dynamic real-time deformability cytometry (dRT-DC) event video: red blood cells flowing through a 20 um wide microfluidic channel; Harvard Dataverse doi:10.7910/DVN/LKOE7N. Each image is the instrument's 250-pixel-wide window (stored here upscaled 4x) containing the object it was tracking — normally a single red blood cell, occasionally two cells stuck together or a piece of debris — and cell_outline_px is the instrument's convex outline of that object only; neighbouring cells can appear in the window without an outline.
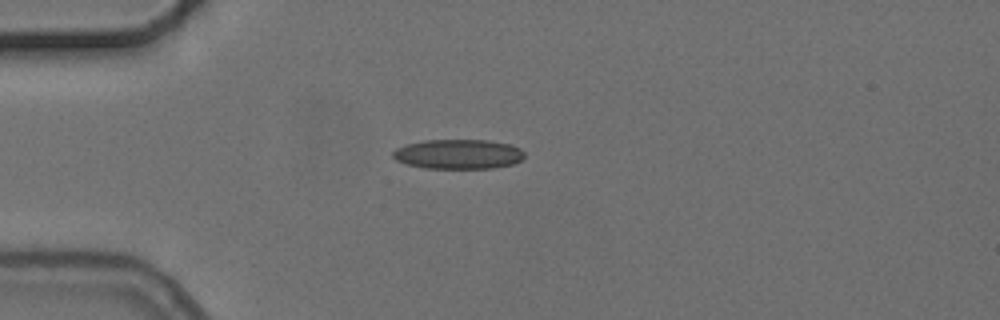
{"species": "common noctule bat (a hibernating species)", "species_latin": "Nyctalus noctula", "temperature_condition": "cold", "stored_images_in_passage": 8, "camera_frame_rate_fps": 3000, "um_per_image_px": 0.085, "animal": {"sex": "female", "body_mass_g": 24.6, "forearm_length_mm": 56.2}, "frame": {"image": 1, "passage_image": 4, "time_ms": 4.667, "image_size_px": [1000, 320], "cell_outline_px": [[524, 156], [520, 160], [512, 164], [492, 168], [424, 168], [408, 164], [396, 160], [392, 156], [392, 152], [396, 148], [408, 144], [424, 140], [488, 140], [512, 144], [520, 148], [524, 152]], "centroid_in_image_um": [38.97, 13.09], "position_along_channel_um": 46.0, "area_um2": 22.72}}
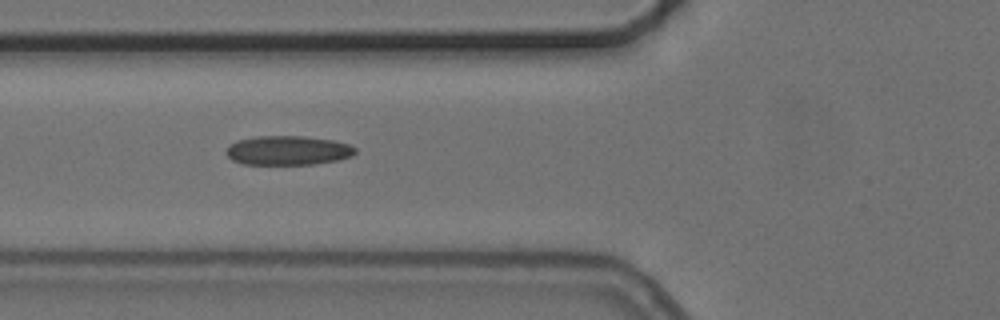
{"frame": {"image": 2, "passage_image": 6, "time_ms": 6.667, "image_size_px": [1000, 320], "cell_outline_px": [[356, 152], [352, 156], [340, 160], [316, 164], [240, 164], [232, 160], [224, 152], [228, 144], [236, 140], [256, 136], [304, 136], [332, 140], [348, 144], [356, 148]], "centroid_in_image_um": [24.44, 12.79], "position_along_channel_um": 101.4, "area_um2": 22.31}}
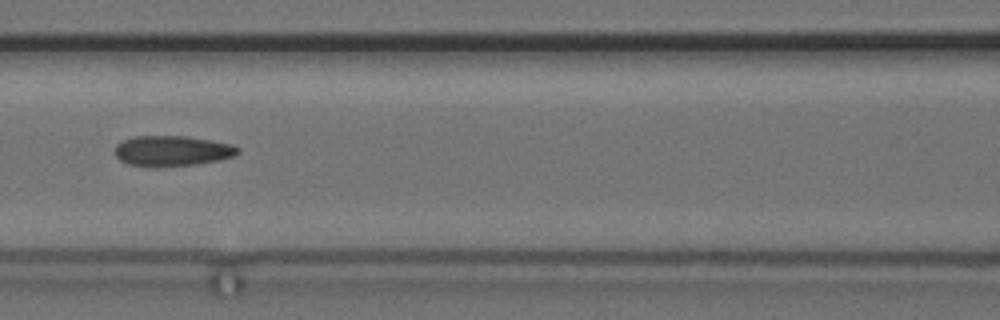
{"frame": {"image": 3, "passage_image": 7, "time_ms": 8.0, "image_size_px": [1000, 320], "cell_outline_px": [[240, 152], [232, 156], [220, 160], [196, 164], [128, 164], [120, 160], [116, 156], [116, 144], [124, 140], [136, 136], [184, 136], [232, 144], [240, 148]], "centroid_in_image_um": [14.68, 12.78], "position_along_channel_um": 151.9, "area_um2": 20.87}}